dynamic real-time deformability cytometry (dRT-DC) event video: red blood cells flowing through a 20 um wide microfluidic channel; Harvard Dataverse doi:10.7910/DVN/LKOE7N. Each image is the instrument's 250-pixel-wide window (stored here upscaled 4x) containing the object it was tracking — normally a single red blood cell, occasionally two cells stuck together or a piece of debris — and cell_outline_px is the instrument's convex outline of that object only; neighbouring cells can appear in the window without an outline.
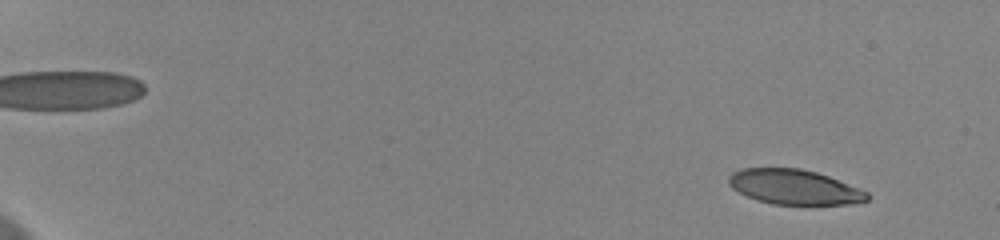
{"species": "human", "species_latin": "Homo sapiens", "temperature_condition": "cold", "stored_images_in_passage": 58, "camera_frame_rate_fps": 3000, "um_per_image_px": 0.085, "donor": {"sex": "female"}, "frame": {"image": 1, "passage_image": 5, "time_ms": 1.333, "image_size_px": [1000, 240], "cell_outline_px": [[868, 200], [848, 204], [772, 204], [756, 200], [732, 188], [728, 184], [728, 176], [732, 172], [740, 168], [800, 168], [816, 172], [828, 176], [860, 188], [868, 192]], "centroid_in_image_um": [67.49, 15.88], "position_along_channel_um": 17.5, "area_um2": 28.09}}
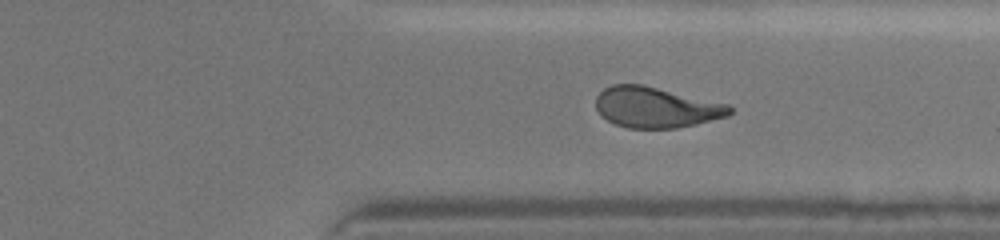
{"frame": {"image": 2, "passage_image": 47, "time_ms": 15.333, "image_size_px": [1000, 240], "cell_outline_px": [[732, 112], [728, 116], [696, 124], [676, 128], [628, 128], [616, 124], [600, 116], [596, 108], [596, 96], [604, 88], [612, 84], [640, 84], [728, 104], [732, 108]], "centroid_in_image_um": [55.73, 9.13], "position_along_channel_um": 355.7, "area_um2": 31.56}}
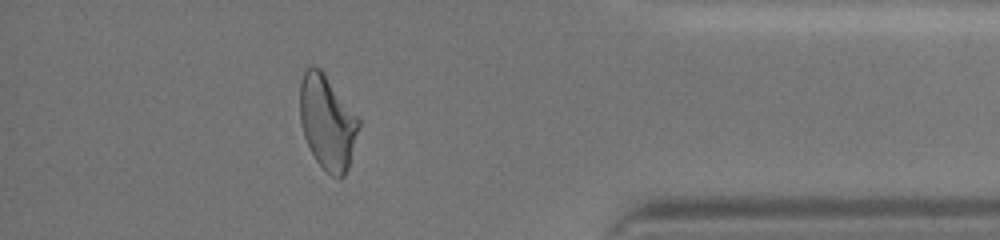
{"frame": {"image": 3, "passage_image": 53, "time_ms": 17.333, "image_size_px": [1000, 240], "cell_outline_px": [[360, 124], [348, 168], [344, 176], [340, 180], [332, 176], [316, 160], [304, 136], [300, 120], [300, 84], [304, 72], [312, 64], [320, 68], [324, 72], [360, 120]], "centroid_in_image_um": [27.82, 10.38], "position_along_channel_um": 407.4, "area_um2": 32.02}, "authors_computed_cell_mechanics": {"area_um2": 31.3854, "velocity_mm_per_s": 3.6394, "shape_relaxation_time_tau1_ms": 4.7118, "shape_relaxation_time_tau2_ms": 2.9168, "deformation_change_tau1": 0.1771, "deformation_change_tau2": 0.1148}}